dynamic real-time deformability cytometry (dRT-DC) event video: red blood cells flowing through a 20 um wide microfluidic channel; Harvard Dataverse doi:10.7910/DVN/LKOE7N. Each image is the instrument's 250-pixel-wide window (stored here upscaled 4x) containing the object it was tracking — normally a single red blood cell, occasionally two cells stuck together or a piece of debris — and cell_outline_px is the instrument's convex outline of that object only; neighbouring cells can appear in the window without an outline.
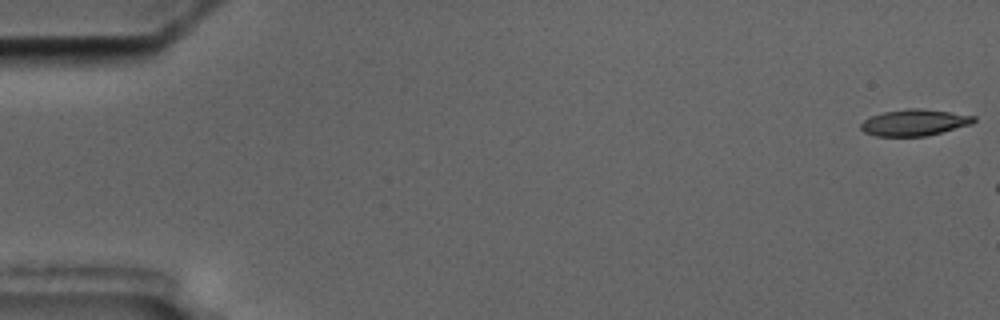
{"species": "common noctule bat (a hibernating species)", "species_latin": "Nyctalus noctula", "temperature_condition": "cold", "stored_images_in_passage": 3, "camera_frame_rate_fps": 3000, "um_per_image_px": 0.085, "animal": {"sex": "male", "body_mass_g": 17.5, "forearm_length_mm": 52.3}, "frame": {"image": 1, "passage_image": 1, "time_ms": 0.0, "image_size_px": [1000, 320], "cell_outline_px": [[976, 120], [972, 124], [924, 136], [876, 136], [864, 132], [860, 128], [860, 124], [864, 120], [872, 116], [884, 112], [908, 108], [920, 108], [976, 116]], "centroid_in_image_um": [77.71, 10.41], "position_along_channel_um": 7.3, "area_um2": 17.17}}